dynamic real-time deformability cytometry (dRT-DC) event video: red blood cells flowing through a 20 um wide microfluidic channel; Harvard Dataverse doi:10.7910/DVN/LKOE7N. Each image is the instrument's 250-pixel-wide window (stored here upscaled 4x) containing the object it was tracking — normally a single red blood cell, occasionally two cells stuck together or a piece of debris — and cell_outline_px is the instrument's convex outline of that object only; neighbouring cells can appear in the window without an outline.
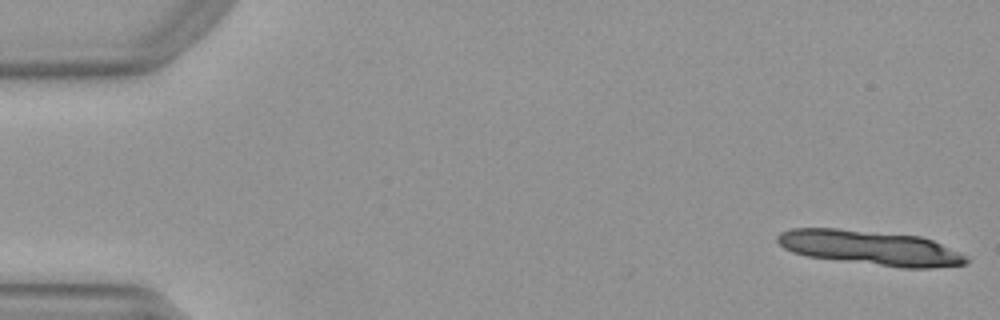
{"species": "Egyptian fruit bat (a non-hibernating species)", "species_latin": "Rousettus aegyptiacus", "temperature_condition": "warm", "stored_images_in_passage": 8, "camera_frame_rate_fps": 3000, "um_per_image_px": 0.085, "animal": {"sex": "female"}, "frame": {"image": 1, "passage_image": 1, "time_ms": 0.0, "image_size_px": [1000, 320], "cell_outline_px": [[972, 260], [964, 264], [932, 268], [900, 268], [804, 256], [792, 252], [784, 248], [776, 240], [776, 236], [780, 232], [792, 228], [836, 228], [920, 236], [932, 240], [960, 252]], "centroid_in_image_um": [73.96, 21.07], "position_along_channel_um": 11.0, "area_um2": 38.32}}